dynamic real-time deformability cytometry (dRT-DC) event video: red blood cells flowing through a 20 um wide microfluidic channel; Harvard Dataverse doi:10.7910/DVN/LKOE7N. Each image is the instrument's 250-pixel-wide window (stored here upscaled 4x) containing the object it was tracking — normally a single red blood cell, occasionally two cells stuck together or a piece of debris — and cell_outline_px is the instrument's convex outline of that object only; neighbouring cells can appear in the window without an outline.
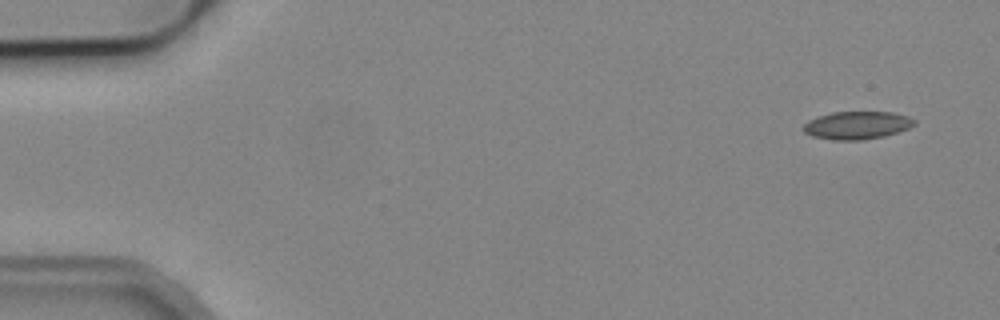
{"species": "common noctule bat (a hibernating species)", "species_latin": "Nyctalus noctula", "temperature_condition": "cold", "stored_images_in_passage": 6, "camera_frame_rate_fps": 3000, "um_per_image_px": 0.085, "animal": {"sex": "male", "body_mass_g": 19.2, "forearm_length_mm": 51.8}, "frame": {"image": 1, "passage_image": 1, "time_ms": 0.0, "image_size_px": [1000, 320], "cell_outline_px": [[916, 124], [908, 128], [884, 136], [860, 140], [832, 140], [812, 136], [804, 132], [804, 124], [808, 120], [832, 112], [892, 112], [908, 116], [916, 120]], "centroid_in_image_um": [72.85, 10.64], "position_along_channel_um": 12.1, "area_um2": 17.92}}
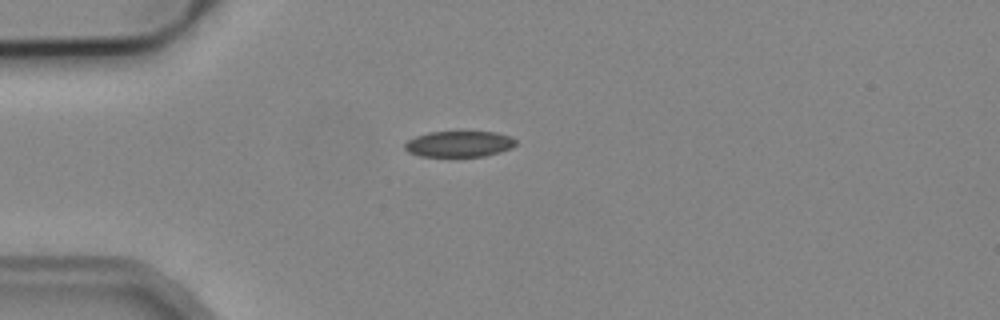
{"frame": {"image": 2, "passage_image": 4, "time_ms": 3.667, "image_size_px": [1000, 320], "cell_outline_px": [[516, 144], [512, 148], [500, 152], [484, 156], [420, 156], [408, 152], [404, 148], [404, 144], [408, 140], [416, 136], [428, 132], [460, 128], [496, 132], [512, 136], [516, 140]], "centroid_in_image_um": [39.05, 12.17], "position_along_channel_um": 45.9, "area_um2": 17.8}}